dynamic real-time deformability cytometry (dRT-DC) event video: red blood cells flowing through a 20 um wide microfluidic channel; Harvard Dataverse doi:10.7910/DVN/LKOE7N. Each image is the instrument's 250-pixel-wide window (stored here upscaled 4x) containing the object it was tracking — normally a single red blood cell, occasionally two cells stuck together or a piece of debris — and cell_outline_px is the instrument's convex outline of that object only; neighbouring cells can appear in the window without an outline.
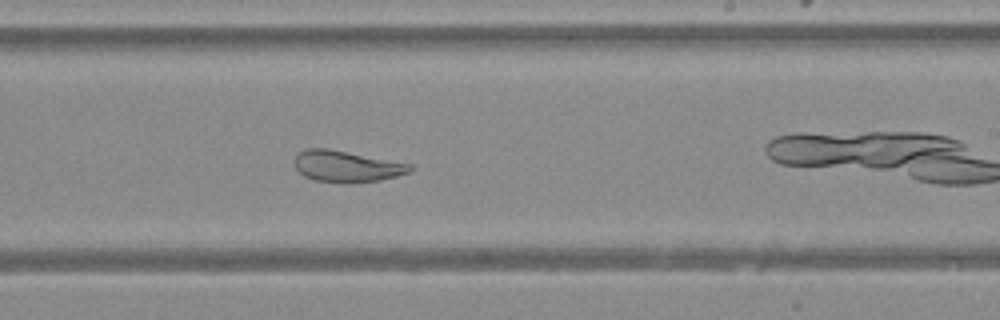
{"species": "Egyptian fruit bat (a non-hibernating species)", "species_latin": "Rousettus aegyptiacus", "temperature_condition": "warm", "stored_images_in_passage": 18, "camera_frame_rate_fps": 3000, "um_per_image_px": 0.085, "animal": {"sex": "female"}, "frame": {"image": 1, "passage_image": 15, "time_ms": 4.667, "image_size_px": [1000, 320], "cell_outline_px": [[416, 168], [408, 172], [396, 176], [380, 180], [352, 184], [344, 184], [316, 180], [304, 176], [296, 168], [296, 156], [300, 152], [308, 148], [328, 148], [412, 164]], "centroid_in_image_um": [29.5, 14.15], "position_along_channel_um": 259.5, "area_um2": 21.15}}